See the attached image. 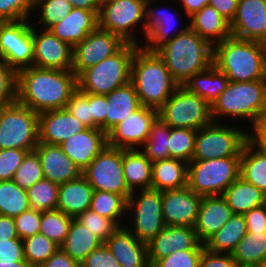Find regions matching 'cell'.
<instances>
[{"instance_id":"obj_1","label":"cell","mask_w":266,"mask_h":267,"mask_svg":"<svg viewBox=\"0 0 266 267\" xmlns=\"http://www.w3.org/2000/svg\"><path fill=\"white\" fill-rule=\"evenodd\" d=\"M77 89L72 70L32 66L17 73L16 100L37 113L64 109Z\"/></svg>"},{"instance_id":"obj_2","label":"cell","mask_w":266,"mask_h":267,"mask_svg":"<svg viewBox=\"0 0 266 267\" xmlns=\"http://www.w3.org/2000/svg\"><path fill=\"white\" fill-rule=\"evenodd\" d=\"M213 64L232 82L266 80V44L231 36L214 46Z\"/></svg>"},{"instance_id":"obj_3","label":"cell","mask_w":266,"mask_h":267,"mask_svg":"<svg viewBox=\"0 0 266 267\" xmlns=\"http://www.w3.org/2000/svg\"><path fill=\"white\" fill-rule=\"evenodd\" d=\"M156 53L163 59L172 79L179 85L213 64L214 47L190 28L161 45Z\"/></svg>"},{"instance_id":"obj_4","label":"cell","mask_w":266,"mask_h":267,"mask_svg":"<svg viewBox=\"0 0 266 267\" xmlns=\"http://www.w3.org/2000/svg\"><path fill=\"white\" fill-rule=\"evenodd\" d=\"M131 83L142 106L159 110L179 86L156 51L139 46L131 64Z\"/></svg>"},{"instance_id":"obj_5","label":"cell","mask_w":266,"mask_h":267,"mask_svg":"<svg viewBox=\"0 0 266 267\" xmlns=\"http://www.w3.org/2000/svg\"><path fill=\"white\" fill-rule=\"evenodd\" d=\"M224 115V116H223ZM233 120H250L251 129L266 116V80L232 82L211 105V117L219 122V117Z\"/></svg>"},{"instance_id":"obj_6","label":"cell","mask_w":266,"mask_h":267,"mask_svg":"<svg viewBox=\"0 0 266 267\" xmlns=\"http://www.w3.org/2000/svg\"><path fill=\"white\" fill-rule=\"evenodd\" d=\"M139 45L126 43L117 53L84 70L77 77L82 92L107 95L131 82V64Z\"/></svg>"},{"instance_id":"obj_7","label":"cell","mask_w":266,"mask_h":267,"mask_svg":"<svg viewBox=\"0 0 266 267\" xmlns=\"http://www.w3.org/2000/svg\"><path fill=\"white\" fill-rule=\"evenodd\" d=\"M240 158L192 160L188 163L187 186L201 197L222 195L240 176Z\"/></svg>"},{"instance_id":"obj_8","label":"cell","mask_w":266,"mask_h":267,"mask_svg":"<svg viewBox=\"0 0 266 267\" xmlns=\"http://www.w3.org/2000/svg\"><path fill=\"white\" fill-rule=\"evenodd\" d=\"M39 143V113L19 103L0 108V149L33 151Z\"/></svg>"},{"instance_id":"obj_9","label":"cell","mask_w":266,"mask_h":267,"mask_svg":"<svg viewBox=\"0 0 266 267\" xmlns=\"http://www.w3.org/2000/svg\"><path fill=\"white\" fill-rule=\"evenodd\" d=\"M234 127L212 121L197 130L192 160L241 157L242 149L250 139V132L239 126Z\"/></svg>"},{"instance_id":"obj_10","label":"cell","mask_w":266,"mask_h":267,"mask_svg":"<svg viewBox=\"0 0 266 267\" xmlns=\"http://www.w3.org/2000/svg\"><path fill=\"white\" fill-rule=\"evenodd\" d=\"M146 2L147 0H105L101 2L98 15L99 27L119 35L126 43L141 46L144 40L143 42L139 41V38L135 37L137 35L134 31L139 29L146 38ZM140 23L143 25L138 28L137 25Z\"/></svg>"},{"instance_id":"obj_11","label":"cell","mask_w":266,"mask_h":267,"mask_svg":"<svg viewBox=\"0 0 266 267\" xmlns=\"http://www.w3.org/2000/svg\"><path fill=\"white\" fill-rule=\"evenodd\" d=\"M126 216L130 217L125 227L140 241L148 243L166 225L162 215V191L140 189L133 191L127 200ZM132 225V226H131Z\"/></svg>"},{"instance_id":"obj_12","label":"cell","mask_w":266,"mask_h":267,"mask_svg":"<svg viewBox=\"0 0 266 267\" xmlns=\"http://www.w3.org/2000/svg\"><path fill=\"white\" fill-rule=\"evenodd\" d=\"M158 117L172 128L199 130L209 125L211 106L200 96L178 86L164 105L158 110Z\"/></svg>"},{"instance_id":"obj_13","label":"cell","mask_w":266,"mask_h":267,"mask_svg":"<svg viewBox=\"0 0 266 267\" xmlns=\"http://www.w3.org/2000/svg\"><path fill=\"white\" fill-rule=\"evenodd\" d=\"M94 190L122 195L126 200L132 193L123 174V149L106 145L82 171Z\"/></svg>"},{"instance_id":"obj_14","label":"cell","mask_w":266,"mask_h":267,"mask_svg":"<svg viewBox=\"0 0 266 267\" xmlns=\"http://www.w3.org/2000/svg\"><path fill=\"white\" fill-rule=\"evenodd\" d=\"M30 23L29 19L0 22V61L16 73L33 66L34 24Z\"/></svg>"},{"instance_id":"obj_15","label":"cell","mask_w":266,"mask_h":267,"mask_svg":"<svg viewBox=\"0 0 266 267\" xmlns=\"http://www.w3.org/2000/svg\"><path fill=\"white\" fill-rule=\"evenodd\" d=\"M126 42L99 26L73 48L72 71L78 77L84 70L117 53Z\"/></svg>"},{"instance_id":"obj_16","label":"cell","mask_w":266,"mask_h":267,"mask_svg":"<svg viewBox=\"0 0 266 267\" xmlns=\"http://www.w3.org/2000/svg\"><path fill=\"white\" fill-rule=\"evenodd\" d=\"M157 117L158 110L141 106L107 134L108 145L119 149H140Z\"/></svg>"},{"instance_id":"obj_17","label":"cell","mask_w":266,"mask_h":267,"mask_svg":"<svg viewBox=\"0 0 266 267\" xmlns=\"http://www.w3.org/2000/svg\"><path fill=\"white\" fill-rule=\"evenodd\" d=\"M192 226H165L147 243L148 263L153 265L157 260L171 253L184 250H204Z\"/></svg>"},{"instance_id":"obj_18","label":"cell","mask_w":266,"mask_h":267,"mask_svg":"<svg viewBox=\"0 0 266 267\" xmlns=\"http://www.w3.org/2000/svg\"><path fill=\"white\" fill-rule=\"evenodd\" d=\"M33 28V66L46 69L72 70L73 47L52 32ZM38 30V31H37ZM42 30V31H41Z\"/></svg>"},{"instance_id":"obj_19","label":"cell","mask_w":266,"mask_h":267,"mask_svg":"<svg viewBox=\"0 0 266 267\" xmlns=\"http://www.w3.org/2000/svg\"><path fill=\"white\" fill-rule=\"evenodd\" d=\"M230 29L235 38L266 44V0H238Z\"/></svg>"},{"instance_id":"obj_20","label":"cell","mask_w":266,"mask_h":267,"mask_svg":"<svg viewBox=\"0 0 266 267\" xmlns=\"http://www.w3.org/2000/svg\"><path fill=\"white\" fill-rule=\"evenodd\" d=\"M202 197L188 186L162 191V215L167 226L194 227Z\"/></svg>"},{"instance_id":"obj_21","label":"cell","mask_w":266,"mask_h":267,"mask_svg":"<svg viewBox=\"0 0 266 267\" xmlns=\"http://www.w3.org/2000/svg\"><path fill=\"white\" fill-rule=\"evenodd\" d=\"M88 127L75 118L66 108L39 113V142L60 145L71 136Z\"/></svg>"},{"instance_id":"obj_22","label":"cell","mask_w":266,"mask_h":267,"mask_svg":"<svg viewBox=\"0 0 266 267\" xmlns=\"http://www.w3.org/2000/svg\"><path fill=\"white\" fill-rule=\"evenodd\" d=\"M155 0H147L146 2V13H145V23H146V39L144 44L141 46L149 51H156L161 45L172 40L176 35L186 32L189 29V24L180 30L177 28L176 16L166 8L155 9L152 5ZM158 1V0H156ZM176 34H175V33Z\"/></svg>"},{"instance_id":"obj_23","label":"cell","mask_w":266,"mask_h":267,"mask_svg":"<svg viewBox=\"0 0 266 267\" xmlns=\"http://www.w3.org/2000/svg\"><path fill=\"white\" fill-rule=\"evenodd\" d=\"M108 145L107 134L100 128H87L59 146L62 151L83 171Z\"/></svg>"},{"instance_id":"obj_24","label":"cell","mask_w":266,"mask_h":267,"mask_svg":"<svg viewBox=\"0 0 266 267\" xmlns=\"http://www.w3.org/2000/svg\"><path fill=\"white\" fill-rule=\"evenodd\" d=\"M34 150L40 158L44 179L60 185L82 175V170L62 151L59 145L39 142Z\"/></svg>"},{"instance_id":"obj_25","label":"cell","mask_w":266,"mask_h":267,"mask_svg":"<svg viewBox=\"0 0 266 267\" xmlns=\"http://www.w3.org/2000/svg\"><path fill=\"white\" fill-rule=\"evenodd\" d=\"M99 12L73 7L72 11L49 31L74 48L99 26Z\"/></svg>"},{"instance_id":"obj_26","label":"cell","mask_w":266,"mask_h":267,"mask_svg":"<svg viewBox=\"0 0 266 267\" xmlns=\"http://www.w3.org/2000/svg\"><path fill=\"white\" fill-rule=\"evenodd\" d=\"M233 215L222 195L202 197L194 230L198 240L205 243Z\"/></svg>"},{"instance_id":"obj_27","label":"cell","mask_w":266,"mask_h":267,"mask_svg":"<svg viewBox=\"0 0 266 267\" xmlns=\"http://www.w3.org/2000/svg\"><path fill=\"white\" fill-rule=\"evenodd\" d=\"M121 267H145L148 264L147 243L138 240L125 226L105 242Z\"/></svg>"},{"instance_id":"obj_28","label":"cell","mask_w":266,"mask_h":267,"mask_svg":"<svg viewBox=\"0 0 266 267\" xmlns=\"http://www.w3.org/2000/svg\"><path fill=\"white\" fill-rule=\"evenodd\" d=\"M189 28L213 47L232 36L230 22L209 4L189 17Z\"/></svg>"},{"instance_id":"obj_29","label":"cell","mask_w":266,"mask_h":267,"mask_svg":"<svg viewBox=\"0 0 266 267\" xmlns=\"http://www.w3.org/2000/svg\"><path fill=\"white\" fill-rule=\"evenodd\" d=\"M94 189L81 175L75 180L59 185L57 208L61 212L76 218L90 209Z\"/></svg>"},{"instance_id":"obj_30","label":"cell","mask_w":266,"mask_h":267,"mask_svg":"<svg viewBox=\"0 0 266 267\" xmlns=\"http://www.w3.org/2000/svg\"><path fill=\"white\" fill-rule=\"evenodd\" d=\"M106 98V134L123 119L127 118L129 114L135 112L142 106L135 87L131 82L113 90L106 95Z\"/></svg>"},{"instance_id":"obj_31","label":"cell","mask_w":266,"mask_h":267,"mask_svg":"<svg viewBox=\"0 0 266 267\" xmlns=\"http://www.w3.org/2000/svg\"><path fill=\"white\" fill-rule=\"evenodd\" d=\"M188 163L174 158L157 160L152 165L151 188L158 191L187 187Z\"/></svg>"},{"instance_id":"obj_32","label":"cell","mask_w":266,"mask_h":267,"mask_svg":"<svg viewBox=\"0 0 266 267\" xmlns=\"http://www.w3.org/2000/svg\"><path fill=\"white\" fill-rule=\"evenodd\" d=\"M227 76L214 64L206 70L191 76L184 87L191 93L203 98L210 106L229 84Z\"/></svg>"},{"instance_id":"obj_33","label":"cell","mask_w":266,"mask_h":267,"mask_svg":"<svg viewBox=\"0 0 266 267\" xmlns=\"http://www.w3.org/2000/svg\"><path fill=\"white\" fill-rule=\"evenodd\" d=\"M152 165L139 149H123V174L131 192L151 188Z\"/></svg>"},{"instance_id":"obj_34","label":"cell","mask_w":266,"mask_h":267,"mask_svg":"<svg viewBox=\"0 0 266 267\" xmlns=\"http://www.w3.org/2000/svg\"><path fill=\"white\" fill-rule=\"evenodd\" d=\"M240 177L266 193V152L251 139L246 142L241 152Z\"/></svg>"},{"instance_id":"obj_35","label":"cell","mask_w":266,"mask_h":267,"mask_svg":"<svg viewBox=\"0 0 266 267\" xmlns=\"http://www.w3.org/2000/svg\"><path fill=\"white\" fill-rule=\"evenodd\" d=\"M222 196L232 213L240 215L262 206L264 200V192L240 176L224 191Z\"/></svg>"},{"instance_id":"obj_36","label":"cell","mask_w":266,"mask_h":267,"mask_svg":"<svg viewBox=\"0 0 266 267\" xmlns=\"http://www.w3.org/2000/svg\"><path fill=\"white\" fill-rule=\"evenodd\" d=\"M101 244L103 243L93 233L73 218L60 249L81 264Z\"/></svg>"},{"instance_id":"obj_37","label":"cell","mask_w":266,"mask_h":267,"mask_svg":"<svg viewBox=\"0 0 266 267\" xmlns=\"http://www.w3.org/2000/svg\"><path fill=\"white\" fill-rule=\"evenodd\" d=\"M246 234L244 215L233 214L226 224L204 243L205 248L212 252L232 254Z\"/></svg>"},{"instance_id":"obj_38","label":"cell","mask_w":266,"mask_h":267,"mask_svg":"<svg viewBox=\"0 0 266 267\" xmlns=\"http://www.w3.org/2000/svg\"><path fill=\"white\" fill-rule=\"evenodd\" d=\"M232 255L238 267H266V232H247Z\"/></svg>"},{"instance_id":"obj_39","label":"cell","mask_w":266,"mask_h":267,"mask_svg":"<svg viewBox=\"0 0 266 267\" xmlns=\"http://www.w3.org/2000/svg\"><path fill=\"white\" fill-rule=\"evenodd\" d=\"M90 209L112 220L118 227L125 226L123 219L127 214V200L122 195L94 190Z\"/></svg>"},{"instance_id":"obj_40","label":"cell","mask_w":266,"mask_h":267,"mask_svg":"<svg viewBox=\"0 0 266 267\" xmlns=\"http://www.w3.org/2000/svg\"><path fill=\"white\" fill-rule=\"evenodd\" d=\"M170 136L171 127L164 123L159 117H157L150 127L148 138L139 150L151 162L168 159V146Z\"/></svg>"},{"instance_id":"obj_41","label":"cell","mask_w":266,"mask_h":267,"mask_svg":"<svg viewBox=\"0 0 266 267\" xmlns=\"http://www.w3.org/2000/svg\"><path fill=\"white\" fill-rule=\"evenodd\" d=\"M30 208L27 191L13 180L0 181V215L14 218Z\"/></svg>"},{"instance_id":"obj_42","label":"cell","mask_w":266,"mask_h":267,"mask_svg":"<svg viewBox=\"0 0 266 267\" xmlns=\"http://www.w3.org/2000/svg\"><path fill=\"white\" fill-rule=\"evenodd\" d=\"M26 191L30 208L41 212L57 208L59 184L43 179Z\"/></svg>"},{"instance_id":"obj_43","label":"cell","mask_w":266,"mask_h":267,"mask_svg":"<svg viewBox=\"0 0 266 267\" xmlns=\"http://www.w3.org/2000/svg\"><path fill=\"white\" fill-rule=\"evenodd\" d=\"M72 219L73 217L58 209L43 211L41 212L39 233L60 246L68 234Z\"/></svg>"},{"instance_id":"obj_44","label":"cell","mask_w":266,"mask_h":267,"mask_svg":"<svg viewBox=\"0 0 266 267\" xmlns=\"http://www.w3.org/2000/svg\"><path fill=\"white\" fill-rule=\"evenodd\" d=\"M23 241L24 259L35 267H40L60 246L43 234H35Z\"/></svg>"},{"instance_id":"obj_45","label":"cell","mask_w":266,"mask_h":267,"mask_svg":"<svg viewBox=\"0 0 266 267\" xmlns=\"http://www.w3.org/2000/svg\"><path fill=\"white\" fill-rule=\"evenodd\" d=\"M197 130L188 128H172L169 137V158L189 163L193 159L195 136Z\"/></svg>"},{"instance_id":"obj_46","label":"cell","mask_w":266,"mask_h":267,"mask_svg":"<svg viewBox=\"0 0 266 267\" xmlns=\"http://www.w3.org/2000/svg\"><path fill=\"white\" fill-rule=\"evenodd\" d=\"M72 9L73 6L68 0H36L34 11L39 10L38 22L42 24L39 27L43 26L45 30H49L66 17Z\"/></svg>"},{"instance_id":"obj_47","label":"cell","mask_w":266,"mask_h":267,"mask_svg":"<svg viewBox=\"0 0 266 267\" xmlns=\"http://www.w3.org/2000/svg\"><path fill=\"white\" fill-rule=\"evenodd\" d=\"M44 179L40 158L35 150L27 152L14 174L13 182L27 190Z\"/></svg>"},{"instance_id":"obj_48","label":"cell","mask_w":266,"mask_h":267,"mask_svg":"<svg viewBox=\"0 0 266 267\" xmlns=\"http://www.w3.org/2000/svg\"><path fill=\"white\" fill-rule=\"evenodd\" d=\"M75 219L93 233L102 243H105L118 228L112 220L100 216L91 209L79 214Z\"/></svg>"},{"instance_id":"obj_49","label":"cell","mask_w":266,"mask_h":267,"mask_svg":"<svg viewBox=\"0 0 266 267\" xmlns=\"http://www.w3.org/2000/svg\"><path fill=\"white\" fill-rule=\"evenodd\" d=\"M35 1L0 0V22L29 19V16L35 14Z\"/></svg>"},{"instance_id":"obj_50","label":"cell","mask_w":266,"mask_h":267,"mask_svg":"<svg viewBox=\"0 0 266 267\" xmlns=\"http://www.w3.org/2000/svg\"><path fill=\"white\" fill-rule=\"evenodd\" d=\"M17 73L0 61V108L16 101Z\"/></svg>"},{"instance_id":"obj_51","label":"cell","mask_w":266,"mask_h":267,"mask_svg":"<svg viewBox=\"0 0 266 267\" xmlns=\"http://www.w3.org/2000/svg\"><path fill=\"white\" fill-rule=\"evenodd\" d=\"M203 250H184L157 260L153 267H199Z\"/></svg>"},{"instance_id":"obj_52","label":"cell","mask_w":266,"mask_h":267,"mask_svg":"<svg viewBox=\"0 0 266 267\" xmlns=\"http://www.w3.org/2000/svg\"><path fill=\"white\" fill-rule=\"evenodd\" d=\"M13 219L15 222L18 237L21 240L39 233L41 211L29 208Z\"/></svg>"},{"instance_id":"obj_53","label":"cell","mask_w":266,"mask_h":267,"mask_svg":"<svg viewBox=\"0 0 266 267\" xmlns=\"http://www.w3.org/2000/svg\"><path fill=\"white\" fill-rule=\"evenodd\" d=\"M65 108L88 128H92V115L90 103L88 102V93L77 89L71 95Z\"/></svg>"},{"instance_id":"obj_54","label":"cell","mask_w":266,"mask_h":267,"mask_svg":"<svg viewBox=\"0 0 266 267\" xmlns=\"http://www.w3.org/2000/svg\"><path fill=\"white\" fill-rule=\"evenodd\" d=\"M28 151L20 149H0V181L13 180Z\"/></svg>"},{"instance_id":"obj_55","label":"cell","mask_w":266,"mask_h":267,"mask_svg":"<svg viewBox=\"0 0 266 267\" xmlns=\"http://www.w3.org/2000/svg\"><path fill=\"white\" fill-rule=\"evenodd\" d=\"M80 267H121L105 243L89 253Z\"/></svg>"},{"instance_id":"obj_56","label":"cell","mask_w":266,"mask_h":267,"mask_svg":"<svg viewBox=\"0 0 266 267\" xmlns=\"http://www.w3.org/2000/svg\"><path fill=\"white\" fill-rule=\"evenodd\" d=\"M92 115V128H100L106 133L107 98L106 95L88 93Z\"/></svg>"},{"instance_id":"obj_57","label":"cell","mask_w":266,"mask_h":267,"mask_svg":"<svg viewBox=\"0 0 266 267\" xmlns=\"http://www.w3.org/2000/svg\"><path fill=\"white\" fill-rule=\"evenodd\" d=\"M199 267H238L232 254L212 252L204 248Z\"/></svg>"},{"instance_id":"obj_58","label":"cell","mask_w":266,"mask_h":267,"mask_svg":"<svg viewBox=\"0 0 266 267\" xmlns=\"http://www.w3.org/2000/svg\"><path fill=\"white\" fill-rule=\"evenodd\" d=\"M24 260L23 241L21 239L0 240V261L17 262Z\"/></svg>"},{"instance_id":"obj_59","label":"cell","mask_w":266,"mask_h":267,"mask_svg":"<svg viewBox=\"0 0 266 267\" xmlns=\"http://www.w3.org/2000/svg\"><path fill=\"white\" fill-rule=\"evenodd\" d=\"M244 218L247 232H266V210L263 205L246 212Z\"/></svg>"},{"instance_id":"obj_60","label":"cell","mask_w":266,"mask_h":267,"mask_svg":"<svg viewBox=\"0 0 266 267\" xmlns=\"http://www.w3.org/2000/svg\"><path fill=\"white\" fill-rule=\"evenodd\" d=\"M40 267H80V264L59 248Z\"/></svg>"},{"instance_id":"obj_61","label":"cell","mask_w":266,"mask_h":267,"mask_svg":"<svg viewBox=\"0 0 266 267\" xmlns=\"http://www.w3.org/2000/svg\"><path fill=\"white\" fill-rule=\"evenodd\" d=\"M208 4L214 7L227 21L231 22L236 14L238 0H209Z\"/></svg>"},{"instance_id":"obj_62","label":"cell","mask_w":266,"mask_h":267,"mask_svg":"<svg viewBox=\"0 0 266 267\" xmlns=\"http://www.w3.org/2000/svg\"><path fill=\"white\" fill-rule=\"evenodd\" d=\"M20 239L18 237L14 219L0 215V240Z\"/></svg>"},{"instance_id":"obj_63","label":"cell","mask_w":266,"mask_h":267,"mask_svg":"<svg viewBox=\"0 0 266 267\" xmlns=\"http://www.w3.org/2000/svg\"><path fill=\"white\" fill-rule=\"evenodd\" d=\"M250 132V139L266 152V116L263 117Z\"/></svg>"},{"instance_id":"obj_64","label":"cell","mask_w":266,"mask_h":267,"mask_svg":"<svg viewBox=\"0 0 266 267\" xmlns=\"http://www.w3.org/2000/svg\"><path fill=\"white\" fill-rule=\"evenodd\" d=\"M182 5L183 11L187 14V19L189 23V18L195 12L200 11L205 5H208L209 0H176Z\"/></svg>"},{"instance_id":"obj_65","label":"cell","mask_w":266,"mask_h":267,"mask_svg":"<svg viewBox=\"0 0 266 267\" xmlns=\"http://www.w3.org/2000/svg\"><path fill=\"white\" fill-rule=\"evenodd\" d=\"M75 8H81L88 11H100V3L98 0H68Z\"/></svg>"},{"instance_id":"obj_66","label":"cell","mask_w":266,"mask_h":267,"mask_svg":"<svg viewBox=\"0 0 266 267\" xmlns=\"http://www.w3.org/2000/svg\"><path fill=\"white\" fill-rule=\"evenodd\" d=\"M0 267H35L31 265L28 261L21 260L17 262H1L0 261Z\"/></svg>"},{"instance_id":"obj_67","label":"cell","mask_w":266,"mask_h":267,"mask_svg":"<svg viewBox=\"0 0 266 267\" xmlns=\"http://www.w3.org/2000/svg\"><path fill=\"white\" fill-rule=\"evenodd\" d=\"M263 206H264V208L266 210V193H264Z\"/></svg>"},{"instance_id":"obj_68","label":"cell","mask_w":266,"mask_h":267,"mask_svg":"<svg viewBox=\"0 0 266 267\" xmlns=\"http://www.w3.org/2000/svg\"><path fill=\"white\" fill-rule=\"evenodd\" d=\"M145 267H153L150 263H148Z\"/></svg>"}]
</instances>
